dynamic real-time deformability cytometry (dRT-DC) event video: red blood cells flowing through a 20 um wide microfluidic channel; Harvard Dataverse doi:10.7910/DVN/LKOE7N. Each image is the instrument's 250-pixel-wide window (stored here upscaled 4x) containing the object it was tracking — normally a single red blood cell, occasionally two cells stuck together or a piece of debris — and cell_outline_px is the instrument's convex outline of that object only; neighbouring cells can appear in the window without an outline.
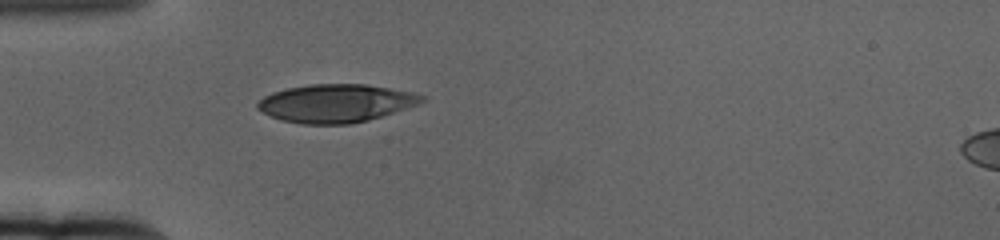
{"species": "human", "species_latin": "Homo sapiens", "temperature_condition": "cold", "stored_images_in_passage": 43, "camera_frame_rate_fps": 3000, "um_per_image_px": 0.085, "donor": {"sex": "female"}, "frame": {"image": 1, "passage_image": 1, "time_ms": 0.0, "image_size_px": [1000, 240], "cell_outline_px": [[428, 96], [424, 100], [408, 108], [368, 120], [352, 124], [300, 124], [280, 120], [256, 108], [256, 104], [264, 96], [272, 92], [288, 88], [312, 84], [364, 84], [412, 92]], "centroid_in_image_um": [28.55, 8.78], "position_along_channel_um": 56.5, "area_um2": 36.41}}
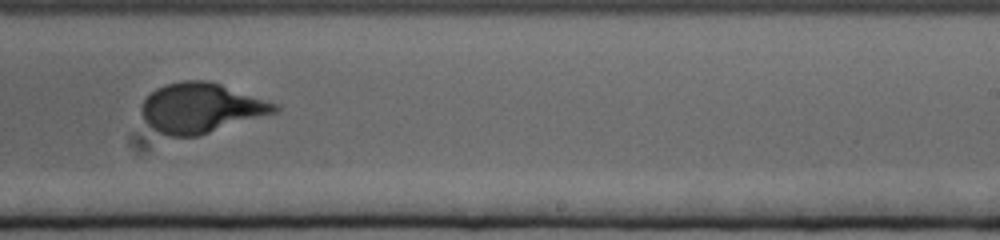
{"frame": {"image": 2, "passage_image": 21, "time_ms": 6.667, "image_size_px": [1000, 240], "cell_outline_px": [[280, 108], [276, 112], [200, 136], [168, 136], [152, 128], [144, 120], [140, 112], [140, 108], [144, 100], [156, 88], [164, 84], [184, 80], [204, 80], [220, 84], [276, 104]], "centroid_in_image_um": [17.04, 9.18], "position_along_channel_um": 272.0, "area_um2": 38.38}}
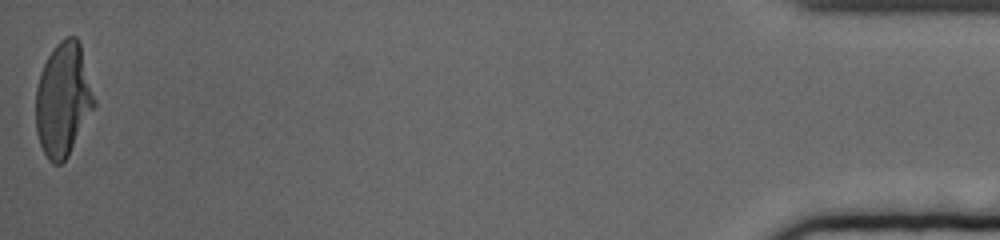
{"frame": {"image": 3, "passage_image": 43, "time_ms": 14.0, "image_size_px": [1000, 240], "cell_outline_px": [[96, 104], [68, 156], [60, 164], [52, 164], [48, 160], [40, 144], [36, 132], [36, 88], [40, 72], [48, 56], [56, 44], [60, 40], [68, 36], [76, 36], [80, 44], [96, 100]], "centroid_in_image_um": [5.36, 8.47], "position_along_channel_um": 429.8, "area_um2": 38.61}, "authors_computed_cell_mechanics": {"area_um2": 38.3214, "velocity_mm_per_s": 3.3426, "shape_relaxation_time_tau1_ms": 4.2169, "shape_relaxation_time_tau2_ms": null, "deformation_change_tau1": 0.2127, "deformation_change_tau2": null}}